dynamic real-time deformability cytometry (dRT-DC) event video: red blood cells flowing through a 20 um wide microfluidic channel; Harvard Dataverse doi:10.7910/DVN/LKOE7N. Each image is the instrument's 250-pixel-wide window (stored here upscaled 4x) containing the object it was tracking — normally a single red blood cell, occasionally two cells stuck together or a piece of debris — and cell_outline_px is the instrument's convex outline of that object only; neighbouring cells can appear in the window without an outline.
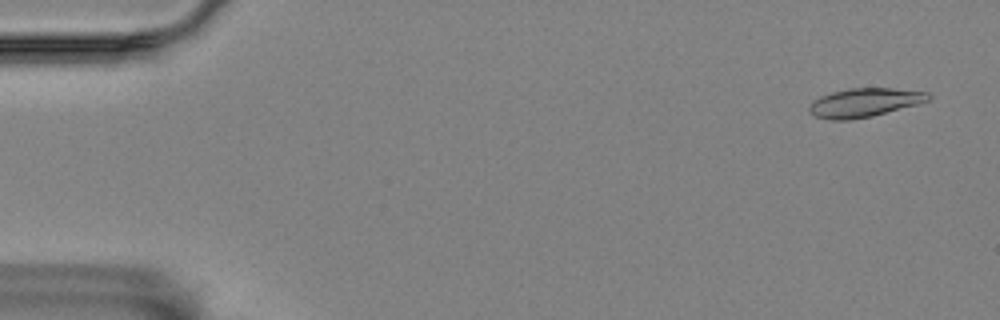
{"species": "Egyptian fruit bat (a non-hibernating species)", "species_latin": "Rousettus aegyptiacus", "temperature_condition": "room temperature", "stored_images_in_passage": 56, "camera_frame_rate_fps": 3000, "um_per_image_px": 0.085, "animal": {"sex": "female"}, "frame": {"image": 1, "passage_image": 3, "time_ms": 0.667, "image_size_px": [1000, 320], "cell_outline_px": [[932, 96], [928, 100], [916, 104], [872, 116], [848, 120], [832, 120], [816, 116], [808, 112], [808, 108], [812, 100], [820, 96], [832, 92], [848, 88], [892, 88], [928, 92]], "centroid_in_image_um": [73.43, 8.71], "position_along_channel_um": 11.6, "area_um2": 19.88}}
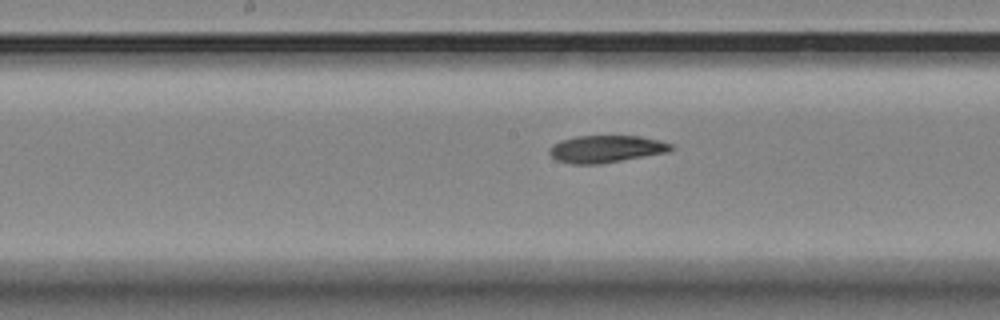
{"frame": {"image": 2, "passage_image": 29, "time_ms": 9.333, "image_size_px": [1000, 320], "cell_outline_px": [[676, 148], [668, 152], [600, 164], [572, 164], [556, 160], [548, 152], [548, 148], [552, 144], [560, 140], [576, 136], [640, 136], [660, 140], [672, 144]], "centroid_in_image_um": [51.51, 12.66], "position_along_channel_um": 196.7, "area_um2": 19.48}}
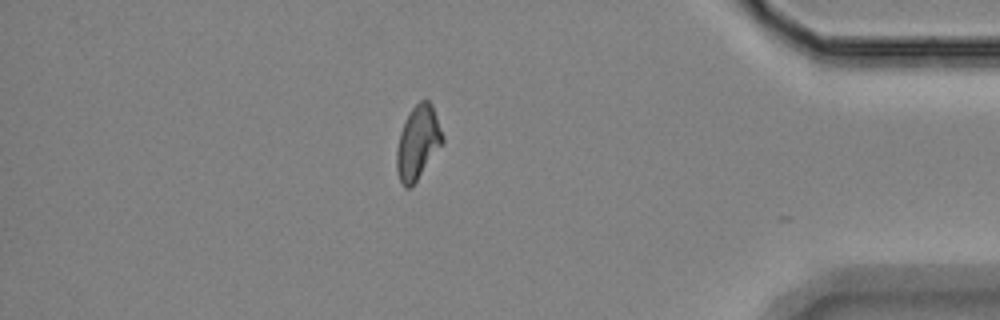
{"frame": {"image": 3, "passage_image": 49, "time_ms": 16.0, "image_size_px": [1000, 320], "cell_outline_px": [[444, 140], [416, 180], [408, 188], [404, 188], [400, 180], [396, 168], [396, 148], [400, 132], [404, 120], [412, 108], [420, 100], [428, 100], [432, 104], [444, 136]], "centroid_in_image_um": [35.49, 12.07], "position_along_channel_um": 399.7, "area_um2": 19.36}}